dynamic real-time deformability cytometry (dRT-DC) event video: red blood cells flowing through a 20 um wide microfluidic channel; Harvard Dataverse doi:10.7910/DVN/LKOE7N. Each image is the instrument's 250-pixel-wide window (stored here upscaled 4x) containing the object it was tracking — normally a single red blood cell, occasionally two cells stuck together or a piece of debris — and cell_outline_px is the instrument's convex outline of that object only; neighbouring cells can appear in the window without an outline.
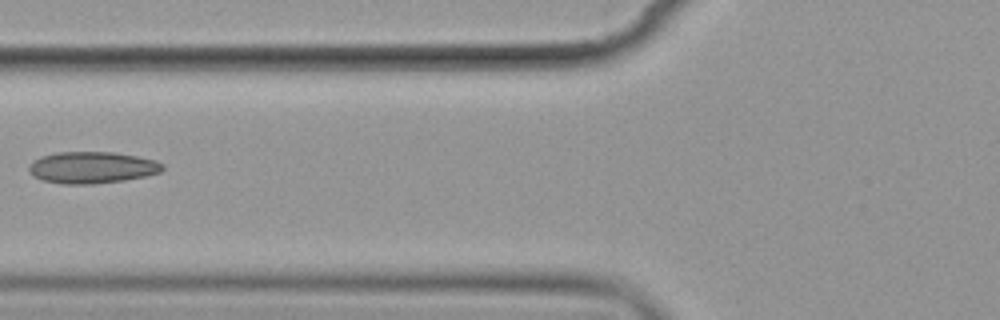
{"species": "common noctule bat (a hibernating species)", "species_latin": "Nyctalus noctula", "temperature_condition": "cold", "stored_images_in_passage": 6, "camera_frame_rate_fps": 3000, "um_per_image_px": 0.085, "animal": {"sex": "female", "body_mass_g": 19.9}, "frame": {"image": 1, "passage_image": 6, "time_ms": 6.667, "image_size_px": [1000, 320], "cell_outline_px": [[164, 168], [160, 172], [144, 176], [124, 180], [92, 184], [64, 184], [40, 180], [32, 176], [28, 172], [28, 168], [32, 160], [40, 156], [56, 152], [112, 152], [136, 156], [156, 160], [164, 164]], "centroid_in_image_um": [7.77, 14.24], "position_along_channel_um": 118.0, "area_um2": 24.85}}